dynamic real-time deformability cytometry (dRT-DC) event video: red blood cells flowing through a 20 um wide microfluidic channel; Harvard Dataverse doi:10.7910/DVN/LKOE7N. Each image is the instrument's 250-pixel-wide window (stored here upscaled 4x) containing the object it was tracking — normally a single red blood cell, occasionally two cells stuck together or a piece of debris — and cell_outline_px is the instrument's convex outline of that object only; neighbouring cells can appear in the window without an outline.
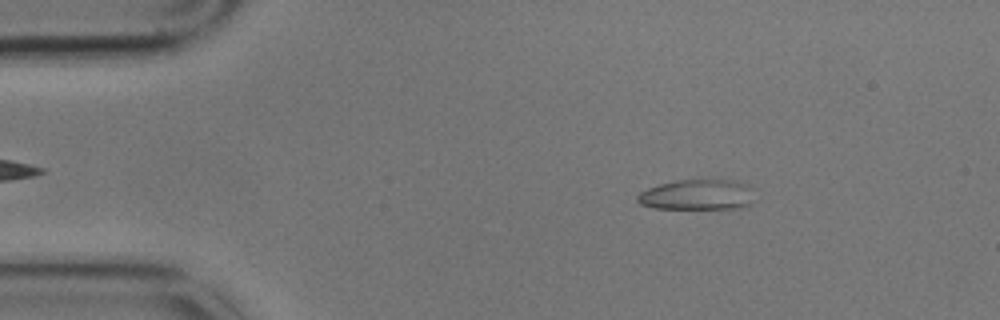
{"species": "common noctule bat (a hibernating species)", "species_latin": "Nyctalus noctula", "temperature_condition": "cold", "stored_images_in_passage": 4, "camera_frame_rate_fps": 3000, "um_per_image_px": 0.085, "animal": {"sex": "male", "body_mass_g": 17.9}, "frame": {"image": 1, "passage_image": 2, "time_ms": 0.333, "image_size_px": [1000, 320], "cell_outline_px": [[752, 204], [740, 208], [656, 208], [640, 204], [636, 200], [636, 196], [640, 192], [648, 188], [660, 184], [676, 180], [716, 176], [736, 180], [748, 184], [752, 188]], "centroid_in_image_um": [59.33, 16.49], "position_along_channel_um": 25.7, "area_um2": 21.68}}